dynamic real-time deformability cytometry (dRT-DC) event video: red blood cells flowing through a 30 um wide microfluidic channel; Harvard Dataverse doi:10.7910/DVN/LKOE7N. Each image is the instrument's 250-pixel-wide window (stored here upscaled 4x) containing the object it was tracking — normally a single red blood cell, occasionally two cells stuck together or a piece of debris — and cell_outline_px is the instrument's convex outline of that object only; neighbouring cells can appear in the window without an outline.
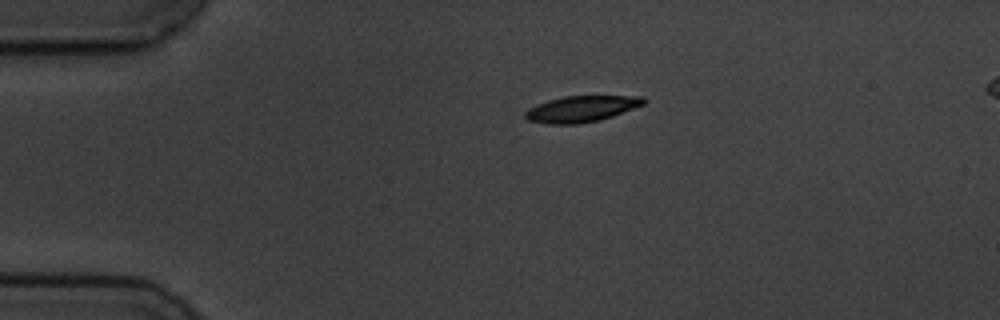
{"species": "common noctule bat (a hibernating species)", "species_latin": "Nyctalus noctula", "temperature_condition": "cold", "stored_images_in_passage": 2, "camera_frame_rate_fps": 3000, "um_per_image_px": 0.085, "animal": {"sex": "male", "body_mass_g": 19.5, "forearm_length_mm": 54.6}, "frame": {"image": 1, "passage_image": 1, "time_ms": 0.0, "image_size_px": [1000, 320], "cell_outline_px": [[648, 100], [644, 104], [612, 116], [600, 120], [576, 124], [548, 124], [528, 120], [524, 116], [524, 112], [528, 108], [536, 104], [548, 100], [564, 96], [644, 96]], "centroid_in_image_um": [49.41, 9.25], "position_along_channel_um": 35.6, "area_um2": 18.09}}